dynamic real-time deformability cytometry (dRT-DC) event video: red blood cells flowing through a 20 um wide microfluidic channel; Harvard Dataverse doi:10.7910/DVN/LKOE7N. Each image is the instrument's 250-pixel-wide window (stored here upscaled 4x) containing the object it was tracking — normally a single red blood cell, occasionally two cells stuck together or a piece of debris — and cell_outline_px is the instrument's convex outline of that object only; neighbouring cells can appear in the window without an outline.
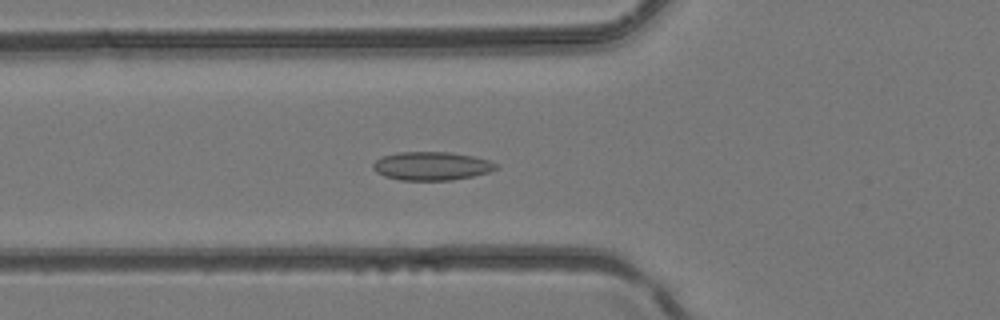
{"species": "common noctule bat (a hibernating species)", "species_latin": "Nyctalus noctula", "temperature_condition": "room temperature", "stored_images_in_passage": 30, "camera_frame_rate_fps": 3000, "um_per_image_px": 0.085, "animal": {"sex": "female", "body_mass_g": 24.6, "forearm_length_mm": 56.2}, "frame": {"image": 1, "passage_image": 4, "time_ms": 1.0, "image_size_px": [1000, 320], "cell_outline_px": [[500, 168], [488, 172], [472, 176], [452, 180], [400, 180], [384, 176], [376, 172], [372, 168], [372, 164], [380, 156], [400, 152], [452, 152], [472, 156], [488, 160], [500, 164]], "centroid_in_image_um": [36.69, 14.11], "position_along_channel_um": 89.1, "area_um2": 20.58}}
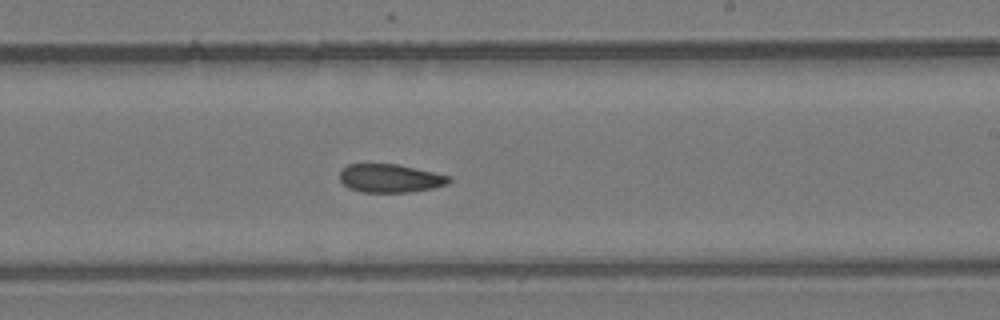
{"frame": {"image": 2, "passage_image": 14, "time_ms": 4.333, "image_size_px": [1000, 320], "cell_outline_px": [[452, 180], [448, 184], [432, 188], [408, 192], [364, 192], [348, 188], [340, 180], [340, 168], [348, 164], [396, 164], [432, 172], [448, 176]], "centroid_in_image_um": [33.12, 15.15], "position_along_channel_um": 255.9, "area_um2": 17.92}}
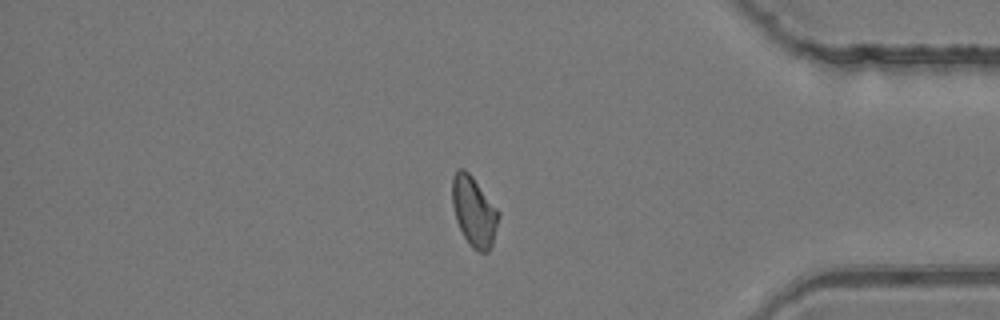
{"frame": {"image": 3, "passage_image": 24, "time_ms": 7.667, "image_size_px": [1000, 320], "cell_outline_px": [[500, 216], [492, 244], [488, 252], [480, 252], [472, 248], [464, 236], [456, 220], [452, 204], [452, 176], [460, 168], [464, 168], [472, 176], [500, 212]], "centroid_in_image_um": [40.29, 17.97], "position_along_channel_um": 394.9, "area_um2": 18.79}}